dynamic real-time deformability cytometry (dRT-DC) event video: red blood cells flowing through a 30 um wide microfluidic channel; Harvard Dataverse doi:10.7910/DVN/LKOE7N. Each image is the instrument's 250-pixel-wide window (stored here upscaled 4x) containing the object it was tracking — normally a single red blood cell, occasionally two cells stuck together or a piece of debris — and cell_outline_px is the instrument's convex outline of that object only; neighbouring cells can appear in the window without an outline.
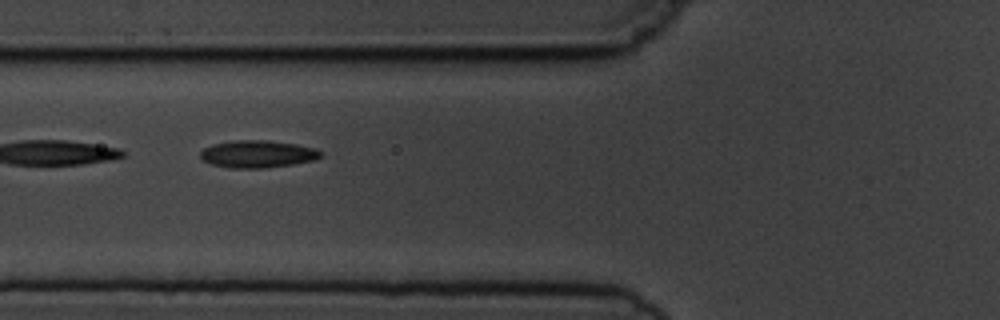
{"species": "common noctule bat (a hibernating species)", "species_latin": "Nyctalus noctula", "temperature_condition": "cold", "stored_images_in_passage": 6, "camera_frame_rate_fps": 3000, "um_per_image_px": 0.085, "animal": {"sex": "male", "body_mass_g": 19.5, "forearm_length_mm": 54.6}, "frame": {"image": 1, "passage_image": 6, "time_ms": 6.0, "image_size_px": [1000, 320], "cell_outline_px": [[324, 152], [316, 160], [292, 164], [264, 168], [232, 168], [212, 164], [204, 160], [200, 156], [200, 152], [204, 148], [212, 144], [232, 140], [268, 140], [296, 144], [312, 148]], "centroid_in_image_um": [21.89, 13.08], "position_along_channel_um": 103.9, "area_um2": 19.13}}